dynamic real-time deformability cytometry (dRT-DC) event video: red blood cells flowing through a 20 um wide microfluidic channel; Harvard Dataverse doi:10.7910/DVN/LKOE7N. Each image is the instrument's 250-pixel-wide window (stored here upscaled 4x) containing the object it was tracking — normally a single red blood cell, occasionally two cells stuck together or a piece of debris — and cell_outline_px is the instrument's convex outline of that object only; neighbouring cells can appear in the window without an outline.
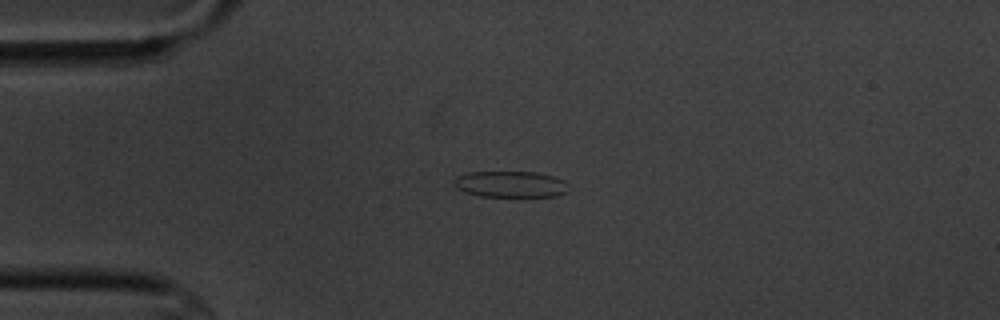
{"species": "common noctule bat (a hibernating species)", "species_latin": "Nyctalus noctula", "temperature_condition": "cold", "stored_images_in_passage": 8, "camera_frame_rate_fps": 3000, "um_per_image_px": 0.085, "animal": {"sex": "male", "body_mass_g": 20.1, "forearm_length_mm": 53.5}, "frame": {"image": 1, "passage_image": 4, "time_ms": 3.333, "image_size_px": [1000, 320], "cell_outline_px": [[572, 188], [568, 192], [556, 196], [480, 196], [464, 192], [456, 188], [452, 180], [456, 176], [468, 172], [536, 172], [556, 176], [564, 180]], "centroid_in_image_um": [43.43, 15.65], "position_along_channel_um": 41.6, "area_um2": 17.86}}
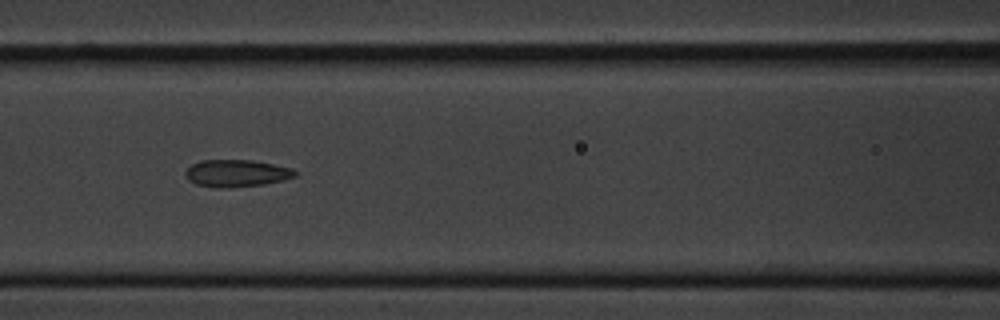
{"frame": {"image": 2, "passage_image": 7, "time_ms": 7.0, "image_size_px": [1000, 320], "cell_outline_px": [[300, 172], [296, 176], [284, 180], [264, 184], [224, 188], [212, 188], [196, 184], [188, 180], [184, 176], [184, 172], [192, 164], [200, 160], [252, 160], [292, 168]], "centroid_in_image_um": [20.09, 14.73], "position_along_channel_um": 146.5, "area_um2": 17.57}}
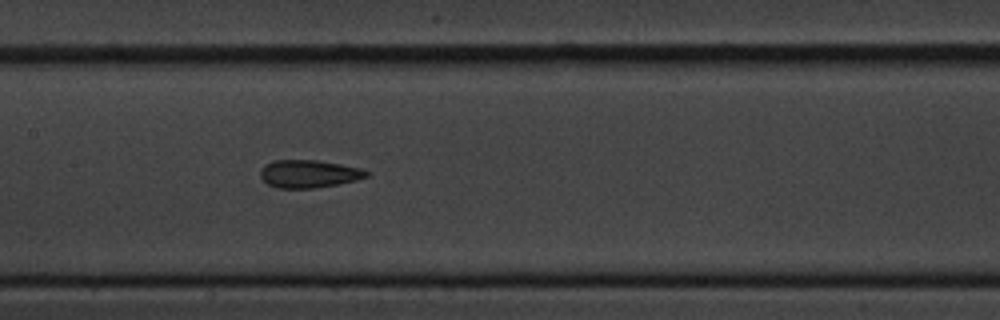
{"frame": {"image": 3, "passage_image": 8, "time_ms": 8.0, "image_size_px": [1000, 320], "cell_outline_px": [[368, 176], [356, 180], [336, 184], [312, 188], [276, 188], [268, 184], [260, 176], [260, 172], [264, 164], [276, 160], [316, 160], [340, 164], [360, 168], [368, 172]], "centroid_in_image_um": [26.22, 14.77], "position_along_channel_um": 181.2, "area_um2": 16.99}}